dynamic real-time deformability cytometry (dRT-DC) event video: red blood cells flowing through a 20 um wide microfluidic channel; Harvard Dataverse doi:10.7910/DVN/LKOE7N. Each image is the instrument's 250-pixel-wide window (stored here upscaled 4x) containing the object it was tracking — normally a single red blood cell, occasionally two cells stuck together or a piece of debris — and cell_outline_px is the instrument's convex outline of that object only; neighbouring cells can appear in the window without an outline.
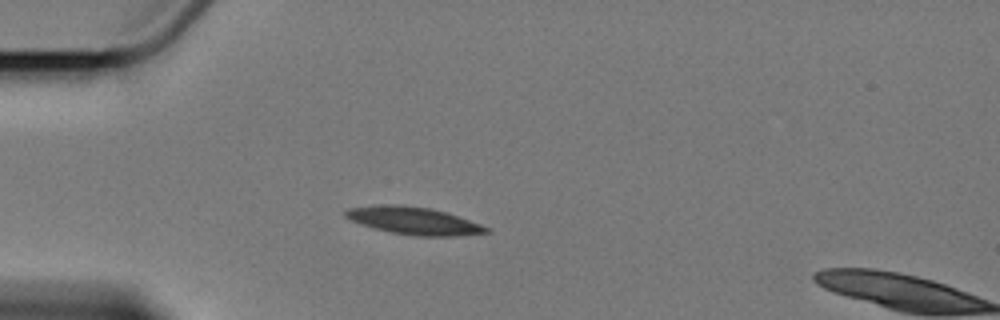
{"species": "Egyptian fruit bat (a non-hibernating species)", "species_latin": "Rousettus aegyptiacus", "temperature_condition": "cold", "stored_images_in_passage": 6, "camera_frame_rate_fps": 3000, "um_per_image_px": 0.085, "animal": {"sex": "female"}, "frame": {"image": 1, "passage_image": 5, "time_ms": 4.667, "image_size_px": [1000, 320], "cell_outline_px": [[492, 232], [456, 236], [412, 236], [392, 232], [360, 224], [344, 216], [344, 212], [348, 208], [384, 204], [404, 204], [432, 208], [492, 228]], "centroid_in_image_um": [35.19, 18.76], "position_along_channel_um": 49.8, "area_um2": 22.54}}